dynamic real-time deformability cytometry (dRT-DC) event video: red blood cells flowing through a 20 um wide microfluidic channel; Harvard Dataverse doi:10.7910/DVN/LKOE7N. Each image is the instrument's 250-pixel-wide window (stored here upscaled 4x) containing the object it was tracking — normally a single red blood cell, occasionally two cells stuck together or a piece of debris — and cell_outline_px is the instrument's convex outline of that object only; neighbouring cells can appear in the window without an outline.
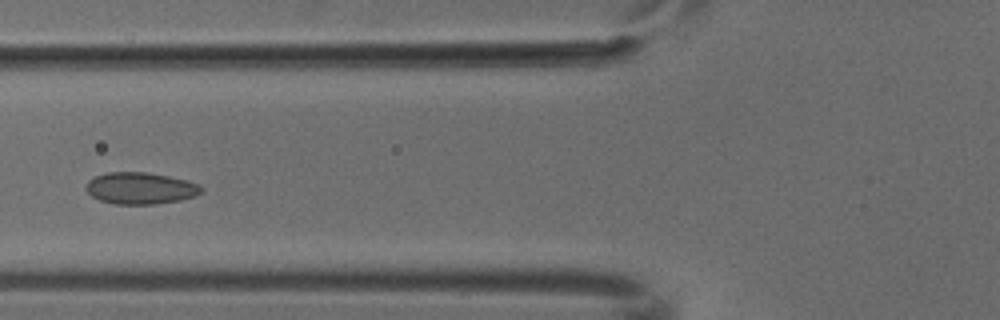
{"species": "common noctule bat (a hibernating species)", "species_latin": "Nyctalus noctula", "temperature_condition": "cold", "stored_images_in_passage": 3, "camera_frame_rate_fps": 3000, "um_per_image_px": 0.085, "animal": {"sex": "male", "body_mass_g": 18.8}, "frame": {"image": 1, "passage_image": 3, "time_ms": 0.667, "image_size_px": [1000, 320], "cell_outline_px": [[204, 192], [196, 196], [180, 200], [152, 204], [112, 204], [100, 200], [92, 196], [84, 188], [88, 180], [92, 176], [108, 172], [148, 172], [168, 176], [200, 184], [204, 188]], "centroid_in_image_um": [11.93, 15.99], "position_along_channel_um": 113.9, "area_um2": 21.56}}